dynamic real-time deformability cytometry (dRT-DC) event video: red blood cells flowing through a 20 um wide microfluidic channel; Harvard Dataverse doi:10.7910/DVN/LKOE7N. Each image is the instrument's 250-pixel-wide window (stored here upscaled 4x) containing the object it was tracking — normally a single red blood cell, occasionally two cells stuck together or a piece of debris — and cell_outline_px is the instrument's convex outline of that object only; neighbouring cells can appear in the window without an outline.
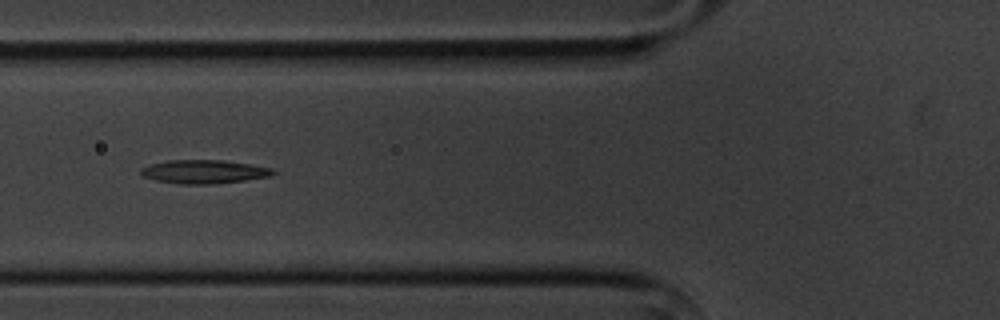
{"species": "common noctule bat (a hibernating species)", "species_latin": "Nyctalus noctula", "temperature_condition": "cold", "stored_images_in_passage": 8, "camera_frame_rate_fps": 3000, "um_per_image_px": 0.085, "animal": {"sex": "male", "body_mass_g": 20.1, "forearm_length_mm": 53.5}, "frame": {"image": 1, "passage_image": 6, "time_ms": 6.0, "image_size_px": [1000, 320], "cell_outline_px": [[276, 172], [272, 176], [244, 180], [212, 184], [180, 184], [156, 180], [140, 176], [140, 168], [148, 164], [168, 160], [224, 160], [252, 164], [272, 168]], "centroid_in_image_um": [17.31, 14.59], "position_along_channel_um": 108.5, "area_um2": 18.38}}
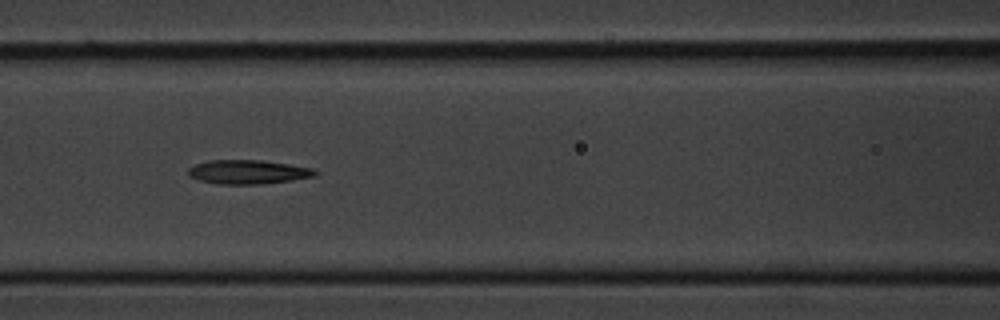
{"frame": {"image": 2, "passage_image": 7, "time_ms": 7.0, "image_size_px": [1000, 320], "cell_outline_px": [[320, 172], [316, 176], [292, 180], [260, 184], [216, 184], [200, 180], [188, 176], [188, 168], [196, 164], [208, 160], [260, 160], [288, 164], [312, 168]], "centroid_in_image_um": [21.08, 14.62], "position_along_channel_um": 145.5, "area_um2": 17.8}}
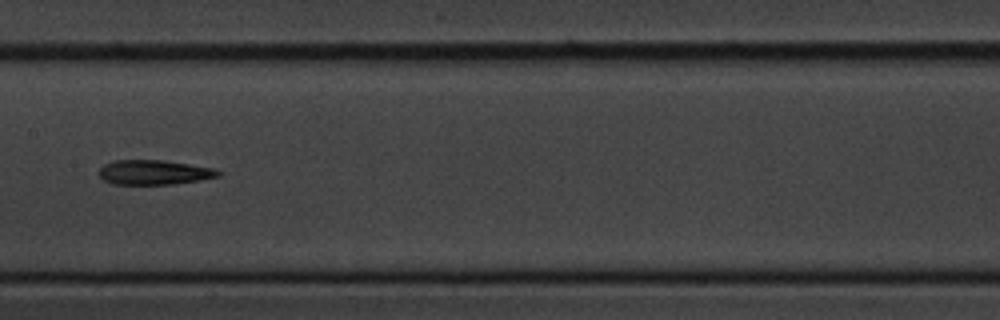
{"frame": {"image": 3, "passage_image": 8, "time_ms": 8.333, "image_size_px": [1000, 320], "cell_outline_px": [[224, 172], [220, 176], [200, 180], [172, 184], [112, 184], [104, 180], [96, 172], [104, 164], [112, 160], [164, 160], [216, 168]], "centroid_in_image_um": [13.12, 14.64], "position_along_channel_um": 194.3, "area_um2": 17.4}}